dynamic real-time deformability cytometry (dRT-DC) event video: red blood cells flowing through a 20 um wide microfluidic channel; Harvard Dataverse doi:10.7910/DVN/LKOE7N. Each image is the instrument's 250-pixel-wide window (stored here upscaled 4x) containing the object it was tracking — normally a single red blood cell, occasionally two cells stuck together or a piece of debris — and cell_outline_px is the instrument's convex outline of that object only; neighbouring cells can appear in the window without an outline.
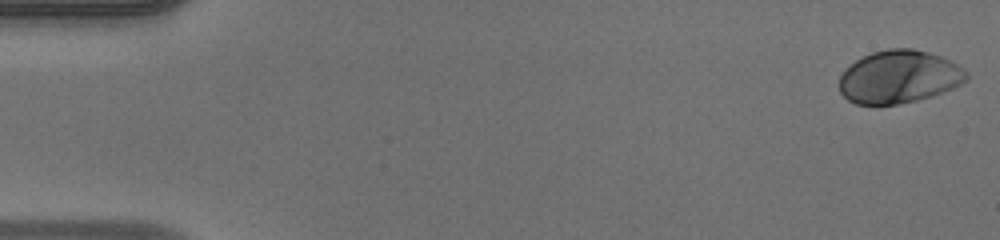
{"species": "human", "species_latin": "Homo sapiens", "temperature_condition": "warm", "stored_images_in_passage": 49, "camera_frame_rate_fps": 3000, "um_per_image_px": 0.085, "donor": {"sex": "male"}, "frame": {"image": 1, "passage_image": 1, "time_ms": 0.0, "image_size_px": [1000, 240], "cell_outline_px": [[968, 80], [952, 88], [932, 96], [900, 104], [856, 104], [848, 100], [840, 92], [840, 76], [844, 68], [856, 60], [872, 52], [888, 48], [912, 48], [928, 52], [940, 56], [964, 68], [968, 72]], "centroid_in_image_um": [76.41, 6.52], "position_along_channel_um": 8.6, "area_um2": 39.19}}
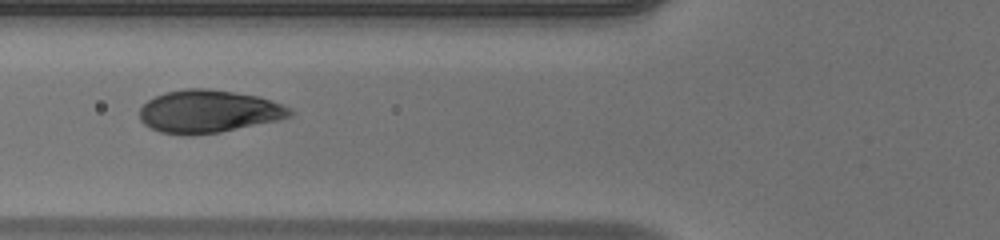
{"frame": {"image": 2, "passage_image": 19, "time_ms": 6.0, "image_size_px": [1000, 240], "cell_outline_px": [[296, 112], [292, 116], [280, 120], [220, 132], [192, 136], [184, 136], [160, 132], [144, 124], [140, 120], [140, 108], [148, 100], [164, 92], [184, 88], [208, 88], [256, 96], [292, 108]], "centroid_in_image_um": [17.72, 9.48], "position_along_channel_um": 108.1, "area_um2": 37.69}}
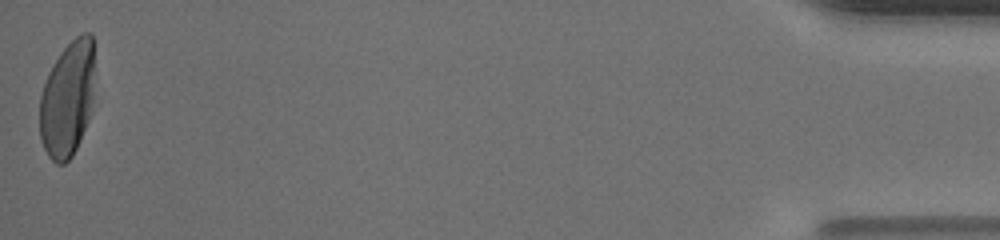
{"frame": {"image": 3, "passage_image": 49, "time_ms": 16.0, "image_size_px": [1000, 240], "cell_outline_px": [[92, 104], [88, 120], [80, 140], [72, 156], [64, 164], [56, 164], [48, 156], [44, 148], [40, 136], [40, 96], [48, 72], [52, 64], [60, 52], [80, 32], [92, 32]], "centroid_in_image_um": [5.71, 8.42], "position_along_channel_um": 429.5, "area_um2": 36.76}, "authors_computed_cell_mechanics": {"area_um2": 38.2058, "velocity_mm_per_s": 4.1497, "shape_relaxation_time_tau1_ms": 2.7951, "shape_relaxation_time_tau2_ms": null, "deformation_change_tau1": 0.1883, "deformation_change_tau2": null}}